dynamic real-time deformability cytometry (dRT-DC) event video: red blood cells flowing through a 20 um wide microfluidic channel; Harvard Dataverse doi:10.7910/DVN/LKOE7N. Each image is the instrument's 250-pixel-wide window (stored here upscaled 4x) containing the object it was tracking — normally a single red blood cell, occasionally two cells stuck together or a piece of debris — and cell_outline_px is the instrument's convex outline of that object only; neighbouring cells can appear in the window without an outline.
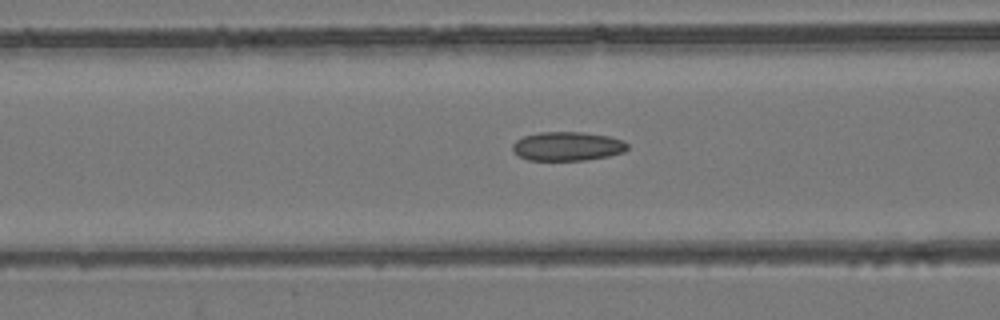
{"species": "common noctule bat (a hibernating species)", "species_latin": "Nyctalus noctula", "temperature_condition": "room temperature", "stored_images_in_passage": 55, "camera_frame_rate_fps": 3000, "um_per_image_px": 0.085, "animal": {"sex": "female", "body_mass_g": 24.6, "forearm_length_mm": 56.2}, "frame": {"image": 1, "passage_image": 23, "time_ms": 7.333, "image_size_px": [1000, 320], "cell_outline_px": [[628, 148], [624, 152], [608, 156], [584, 160], [528, 160], [512, 152], [512, 144], [516, 140], [524, 136], [540, 132], [580, 132], [608, 136], [624, 140], [628, 144]], "centroid_in_image_um": [48.22, 12.43], "position_along_channel_um": 118.4, "area_um2": 19.42}}
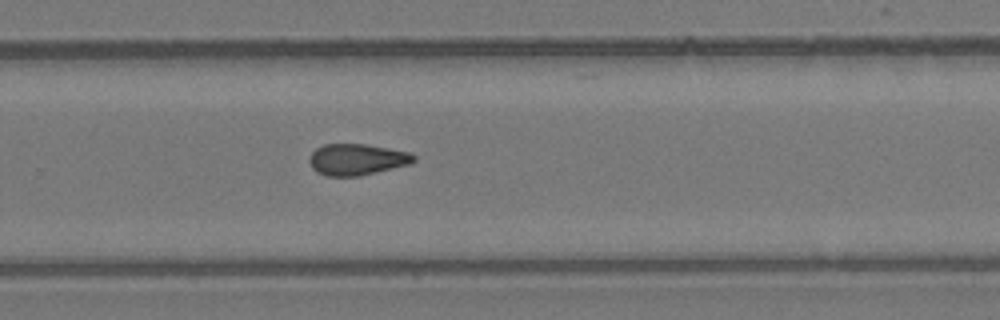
{"frame": {"image": 2, "passage_image": 37, "time_ms": 12.0, "image_size_px": [1000, 320], "cell_outline_px": [[416, 160], [408, 164], [360, 176], [324, 176], [316, 172], [312, 168], [308, 160], [312, 152], [316, 148], [324, 144], [364, 144], [412, 152], [416, 156]], "centroid_in_image_um": [30.32, 13.55], "position_along_channel_um": 299.5, "area_um2": 19.13}}
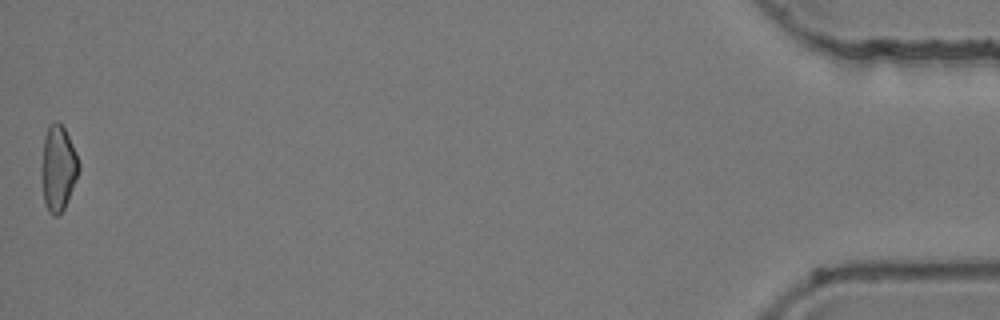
{"frame": {"image": 3, "passage_image": 55, "time_ms": 18.0, "image_size_px": [1000, 320], "cell_outline_px": [[80, 168], [76, 180], [68, 200], [64, 208], [56, 216], [52, 216], [48, 212], [44, 200], [40, 172], [40, 168], [44, 136], [48, 124], [52, 120], [56, 120], [64, 128], [76, 152], [80, 164]], "centroid_in_image_um": [4.92, 14.27], "position_along_channel_um": 430.3, "area_um2": 18.9}, "authors_computed_cell_mechanics": {"area_um2": 19.4786, "velocity_mm_per_s": 3.8925, "shape_relaxation_time_tau1_ms": null, "shape_relaxation_time_tau2_ms": 4.8747, "deformation_change_tau1": null, "deformation_change_tau2": 0.1086}}